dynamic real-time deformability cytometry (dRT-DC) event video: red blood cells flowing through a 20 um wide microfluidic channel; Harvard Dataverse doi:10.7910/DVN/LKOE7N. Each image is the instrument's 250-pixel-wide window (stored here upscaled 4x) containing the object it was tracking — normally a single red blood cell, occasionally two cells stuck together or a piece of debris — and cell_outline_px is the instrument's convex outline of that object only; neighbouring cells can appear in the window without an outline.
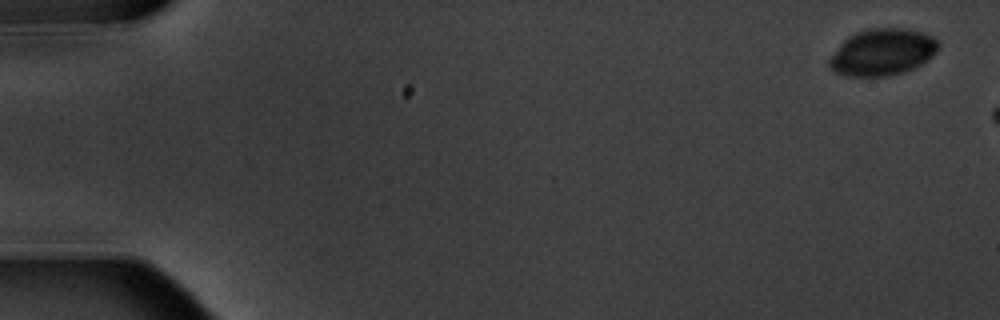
{"species": "common noctule bat (a hibernating species)", "species_latin": "Nyctalus noctula", "temperature_condition": "warm", "stored_images_in_passage": 4, "camera_frame_rate_fps": 3000, "um_per_image_px": 0.085, "animal": {"sex": "male", "body_mass_g": 20.1, "forearm_length_mm": 53.5}, "frame": {"image": 1, "passage_image": 1, "time_ms": 0.0, "image_size_px": [1000, 320], "cell_outline_px": [[940, 44], [936, 52], [932, 56], [916, 68], [904, 72], [888, 76], [848, 76], [832, 72], [828, 68], [828, 60], [840, 44], [848, 36], [856, 32], [872, 28], [896, 28], [920, 32], [932, 36]], "centroid_in_image_um": [74.98, 4.45], "position_along_channel_um": 10.0, "area_um2": 29.71}}